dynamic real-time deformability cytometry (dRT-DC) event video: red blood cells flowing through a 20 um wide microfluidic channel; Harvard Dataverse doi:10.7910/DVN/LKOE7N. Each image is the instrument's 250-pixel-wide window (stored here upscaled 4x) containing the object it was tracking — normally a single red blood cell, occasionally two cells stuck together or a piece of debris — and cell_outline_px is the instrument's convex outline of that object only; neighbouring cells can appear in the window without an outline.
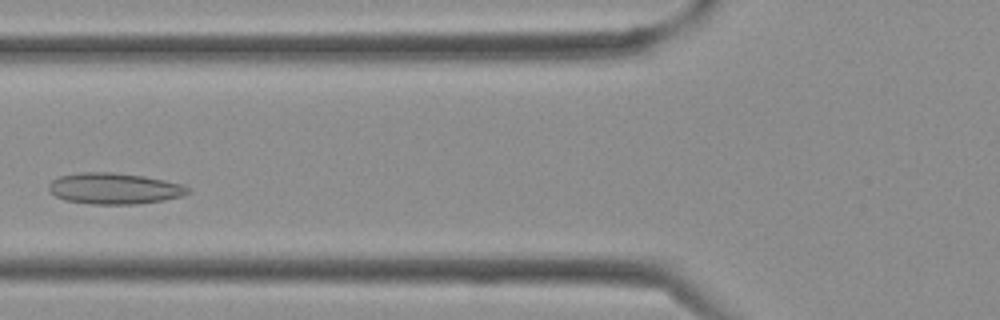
{"species": "Egyptian fruit bat (a non-hibernating species)", "species_latin": "Rousettus aegyptiacus", "temperature_condition": "cold", "stored_images_in_passage": 34, "camera_frame_rate_fps": 3000, "um_per_image_px": 0.085, "frame": {"image": 1, "passage_image": 10, "time_ms": 3.0, "image_size_px": [1000, 320], "cell_outline_px": [[192, 188], [184, 196], [164, 200], [136, 204], [92, 204], [64, 200], [48, 192], [48, 184], [52, 180], [60, 176], [80, 172], [112, 172], [144, 176], [164, 180], [180, 184]], "centroid_in_image_um": [9.7, 16.02], "position_along_channel_um": 116.1, "area_um2": 25.37}}
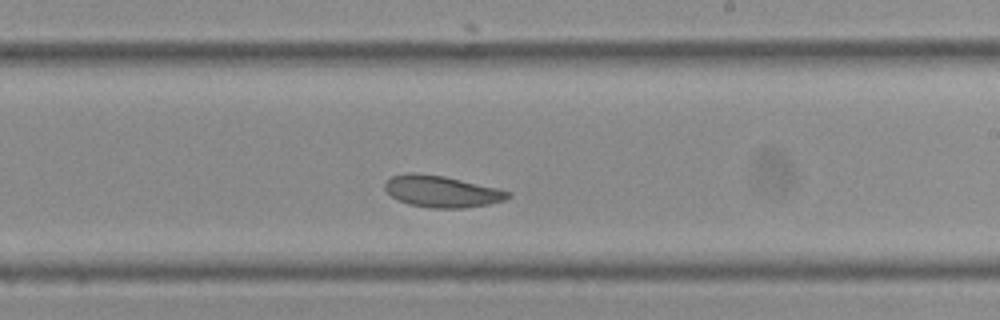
{"frame": {"image": 2, "passage_image": 18, "time_ms": 5.667, "image_size_px": [1000, 320], "cell_outline_px": [[512, 196], [504, 200], [488, 204], [464, 208], [432, 208], [408, 204], [396, 200], [384, 188], [384, 184], [392, 176], [404, 172], [416, 172], [444, 176], [496, 188], [512, 192]], "centroid_in_image_um": [37.52, 16.27], "position_along_channel_um": 251.5, "area_um2": 22.72}}
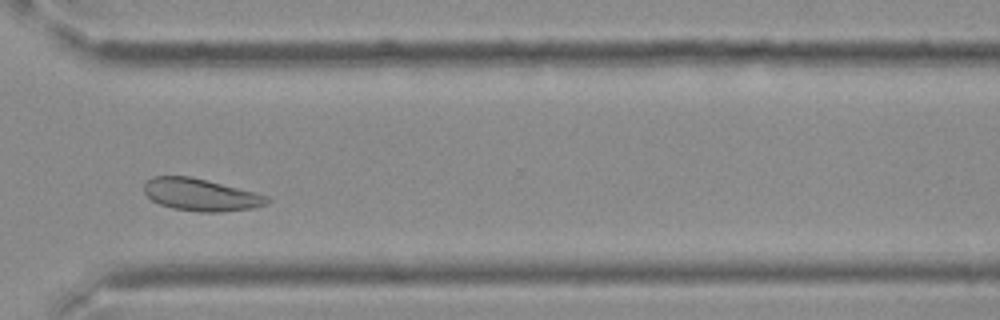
{"frame": {"image": 3, "passage_image": 24, "time_ms": 7.667, "image_size_px": [1000, 320], "cell_outline_px": [[272, 200], [268, 204], [252, 208], [220, 212], [196, 212], [172, 208], [160, 204], [152, 200], [144, 192], [144, 184], [152, 176], [192, 176], [256, 192], [268, 196]], "centroid_in_image_um": [17.1, 16.55], "position_along_channel_um": 353.5, "area_um2": 23.35}}